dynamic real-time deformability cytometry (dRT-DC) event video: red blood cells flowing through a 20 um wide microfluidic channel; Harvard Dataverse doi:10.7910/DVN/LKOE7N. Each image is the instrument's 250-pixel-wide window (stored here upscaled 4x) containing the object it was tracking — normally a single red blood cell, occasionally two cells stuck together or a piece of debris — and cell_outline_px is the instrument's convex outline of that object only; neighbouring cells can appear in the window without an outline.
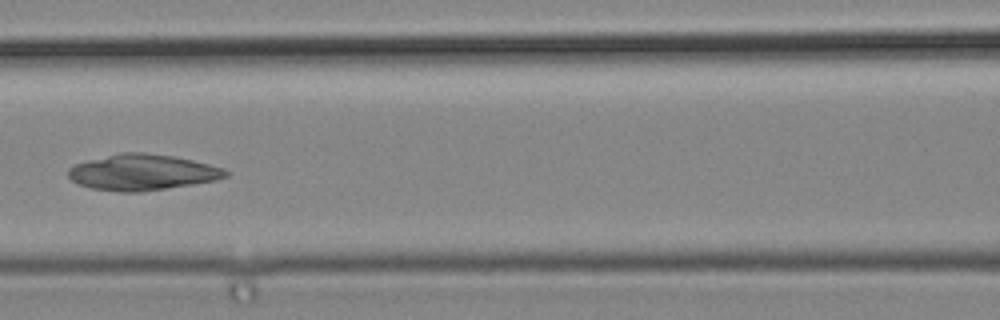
{"species": "common noctule bat (a hibernating species)", "species_latin": "Nyctalus noctula", "temperature_condition": "cold", "stored_images_in_passage": 7, "segment_of_instrument_passage": [1, 2], "camera_frame_rate_fps": 3000, "um_per_image_px": 0.085, "animal": {"sex": "male", "body_mass_g": 19.2, "forearm_length_mm": 51.8}, "frame": {"image": 1, "passage_image": 6, "time_ms": 1.667, "image_size_px": [1000, 320], "cell_outline_px": [[228, 176], [216, 180], [192, 184], [140, 192], [120, 192], [92, 188], [76, 184], [68, 176], [68, 168], [76, 164], [88, 160], [124, 152], [144, 152], [172, 156], [192, 160], [224, 168], [228, 172]], "centroid_in_image_um": [12.08, 14.65], "position_along_channel_um": 154.5, "area_um2": 32.71}}